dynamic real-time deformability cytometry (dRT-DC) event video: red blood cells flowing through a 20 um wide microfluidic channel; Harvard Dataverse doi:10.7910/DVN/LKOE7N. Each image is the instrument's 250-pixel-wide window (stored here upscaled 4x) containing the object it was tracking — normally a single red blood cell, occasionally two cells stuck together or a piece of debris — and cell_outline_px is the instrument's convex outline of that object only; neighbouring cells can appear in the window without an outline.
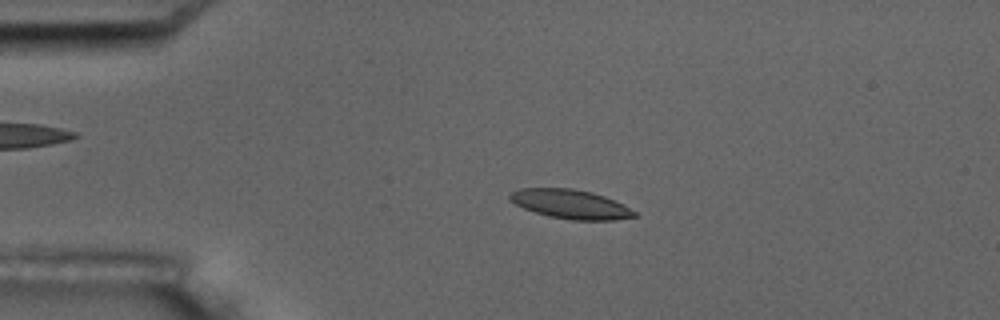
{"species": "common noctule bat (a hibernating species)", "species_latin": "Nyctalus noctula", "temperature_condition": "room temperature", "stored_images_in_passage": 2, "camera_frame_rate_fps": 3000, "um_per_image_px": 0.085, "animal": {"sex": "male", "body_mass_g": 17.5, "forearm_length_mm": 52.3}, "frame": {"image": 1, "passage_image": 1, "time_ms": 0.0, "image_size_px": [1000, 320], "cell_outline_px": [[636, 216], [612, 220], [572, 220], [548, 216], [524, 208], [516, 204], [508, 196], [512, 192], [520, 188], [572, 188], [592, 192], [604, 196], [636, 212]], "centroid_in_image_um": [48.47, 17.35], "position_along_channel_um": 36.5, "area_um2": 20.75}}